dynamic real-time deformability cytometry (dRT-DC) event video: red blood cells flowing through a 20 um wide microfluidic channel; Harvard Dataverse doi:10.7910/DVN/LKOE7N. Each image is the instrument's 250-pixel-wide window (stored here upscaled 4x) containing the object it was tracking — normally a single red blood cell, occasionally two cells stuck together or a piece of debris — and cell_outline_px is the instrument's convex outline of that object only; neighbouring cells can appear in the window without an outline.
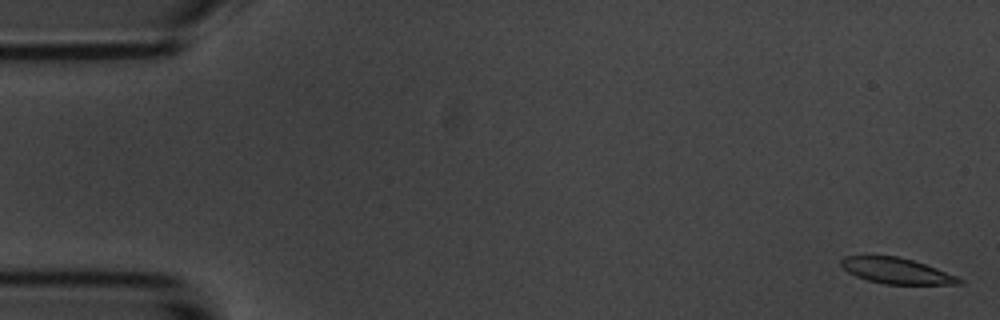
{"species": "common noctule bat (a hibernating species)", "species_latin": "Nyctalus noctula", "temperature_condition": "room temperature", "stored_images_in_passage": 5, "camera_frame_rate_fps": 3000, "um_per_image_px": 0.085, "animal": {"sex": "male", "body_mass_g": 20.1, "forearm_length_mm": 53.5}, "frame": {"image": 1, "passage_image": 1, "time_ms": 0.0, "image_size_px": [1000, 320], "cell_outline_px": [[964, 284], [884, 284], [868, 280], [856, 276], [848, 272], [840, 264], [840, 260], [844, 256], [896, 256], [912, 260], [936, 268], [956, 276], [964, 280]], "centroid_in_image_um": [76.2, 23.02], "position_along_channel_um": 8.8, "area_um2": 17.57}}